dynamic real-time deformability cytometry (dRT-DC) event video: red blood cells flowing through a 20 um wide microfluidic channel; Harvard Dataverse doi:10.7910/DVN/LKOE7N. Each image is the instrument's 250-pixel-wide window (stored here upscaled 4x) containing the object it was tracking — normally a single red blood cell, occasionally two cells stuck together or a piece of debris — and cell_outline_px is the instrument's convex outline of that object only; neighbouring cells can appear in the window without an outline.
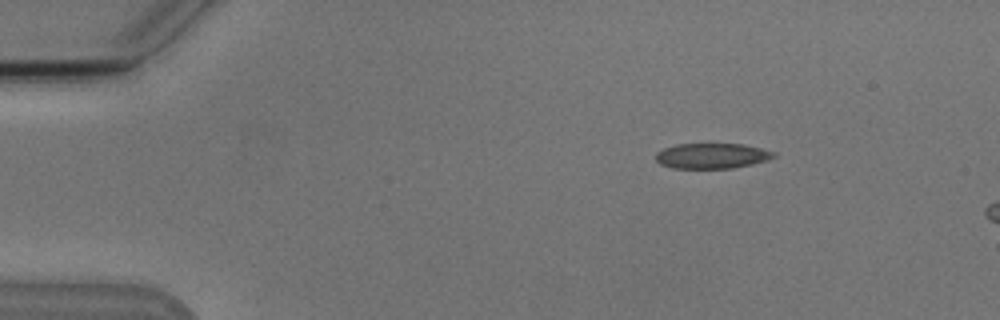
{"species": "Egyptian fruit bat (a non-hibernating species)", "species_latin": "Rousettus aegyptiacus", "temperature_condition": "cold", "stored_images_in_passage": 4, "camera_frame_rate_fps": 3000, "um_per_image_px": 0.085, "animal": {"sex": "male"}, "frame": {"image": 1, "passage_image": 2, "time_ms": 1.333, "image_size_px": [1000, 320], "cell_outline_px": [[776, 156], [768, 160], [752, 164], [732, 168], [672, 168], [660, 164], [656, 160], [656, 152], [664, 148], [676, 144], [744, 144], [776, 152]], "centroid_in_image_um": [60.52, 13.24], "position_along_channel_um": 24.5, "area_um2": 17.46}}